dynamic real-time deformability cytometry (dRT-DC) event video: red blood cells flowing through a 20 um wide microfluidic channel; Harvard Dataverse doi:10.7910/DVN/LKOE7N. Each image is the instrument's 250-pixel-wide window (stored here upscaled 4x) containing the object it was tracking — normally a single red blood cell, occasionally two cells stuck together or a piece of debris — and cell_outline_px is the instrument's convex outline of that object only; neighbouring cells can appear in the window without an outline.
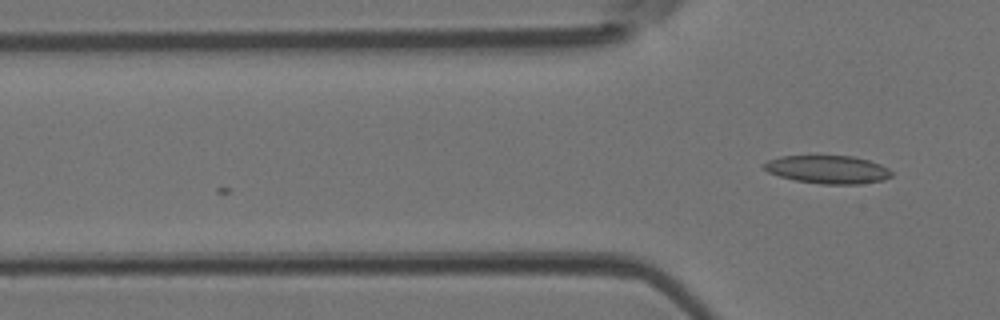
{"species": "Egyptian fruit bat (a non-hibernating species)", "species_latin": "Rousettus aegyptiacus", "temperature_condition": "room temperature", "stored_images_in_passage": 3, "camera_frame_rate_fps": 3000, "um_per_image_px": 0.085, "animal": {"sex": "female"}, "frame": {"image": 1, "passage_image": 3, "time_ms": 0.667, "image_size_px": [1000, 320], "cell_outline_px": [[892, 176], [884, 180], [860, 184], [824, 184], [796, 180], [780, 176], [768, 172], [760, 164], [768, 160], [780, 156], [852, 156], [868, 160], [880, 164], [888, 168], [892, 172]], "centroid_in_image_um": [70.36, 14.4], "position_along_channel_um": 55.4, "area_um2": 20.87}}